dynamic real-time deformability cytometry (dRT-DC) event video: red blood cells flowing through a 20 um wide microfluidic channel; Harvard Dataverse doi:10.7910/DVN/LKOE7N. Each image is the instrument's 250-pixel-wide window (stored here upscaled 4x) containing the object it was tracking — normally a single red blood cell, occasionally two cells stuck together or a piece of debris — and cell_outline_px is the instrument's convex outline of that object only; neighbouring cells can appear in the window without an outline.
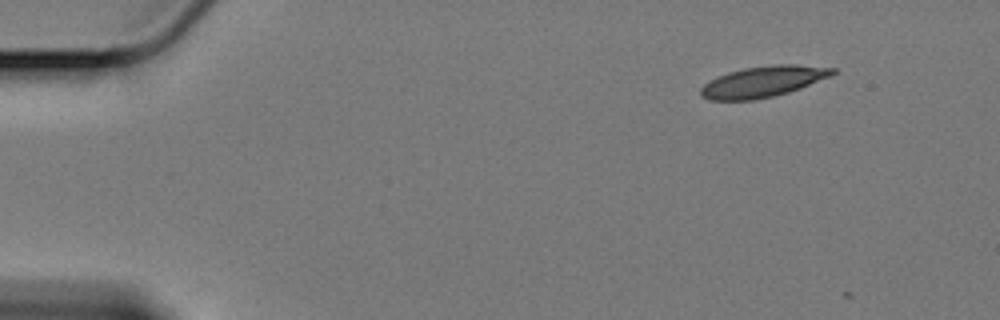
{"species": "Egyptian fruit bat (a non-hibernating species)", "species_latin": "Rousettus aegyptiacus", "temperature_condition": "cold", "stored_images_in_passage": 8, "camera_frame_rate_fps": 3000, "um_per_image_px": 0.085, "animal": {"sex": "female"}, "frame": {"image": 1, "passage_image": 1, "time_ms": 0.0, "image_size_px": [1000, 320], "cell_outline_px": [[836, 72], [832, 76], [800, 88], [788, 92], [772, 96], [752, 100], [708, 100], [700, 96], [700, 88], [708, 80], [716, 76], [728, 72], [744, 68], [772, 64], [796, 64], [836, 68]], "centroid_in_image_um": [64.84, 6.93], "position_along_channel_um": 20.2, "area_um2": 23.99}}